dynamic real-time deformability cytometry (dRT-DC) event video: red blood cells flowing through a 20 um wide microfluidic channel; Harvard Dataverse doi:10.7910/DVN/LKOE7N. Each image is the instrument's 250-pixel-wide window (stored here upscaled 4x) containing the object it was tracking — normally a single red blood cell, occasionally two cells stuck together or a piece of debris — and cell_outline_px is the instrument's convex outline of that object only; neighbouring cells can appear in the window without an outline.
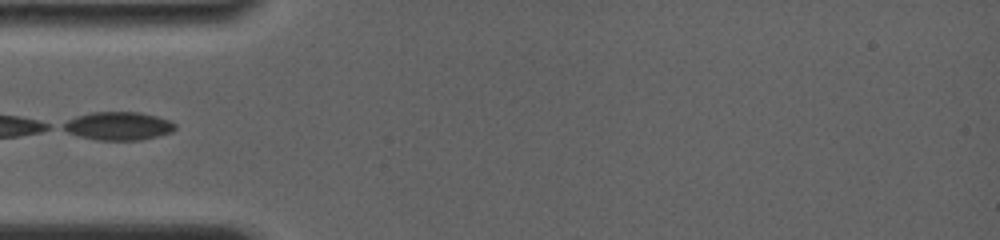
{"species": "common noctule bat (a hibernating species)", "species_latin": "Nyctalus noctula", "temperature_condition": "room temperature", "stored_images_in_passage": 12, "camera_frame_rate_fps": 4000, "um_per_image_px": 0.085, "animal": {"sex": "female", "body_mass_g": 19.0, "forearm_length_mm": 56.7}, "frame": {"image": 1, "passage_image": 1, "time_ms": 0.0, "image_size_px": [1000, 240], "cell_outline_px": [[176, 128], [172, 132], [140, 140], [96, 140], [80, 136], [68, 132], [60, 128], [60, 124], [76, 116], [92, 112], [140, 112], [156, 116], [168, 120], [176, 124]], "centroid_in_image_um": [10.03, 10.7], "position_along_channel_um": 75.0, "area_um2": 18.44}}
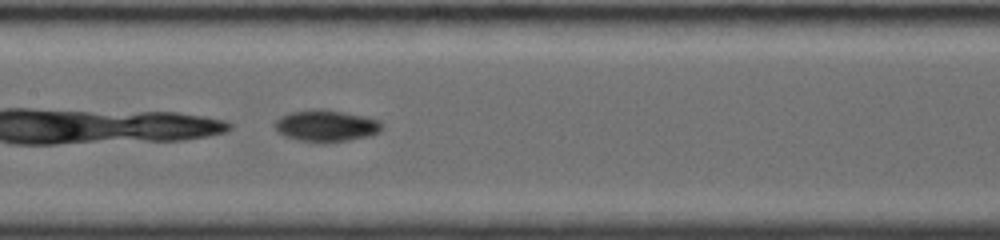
{"frame": {"image": 2, "passage_image": 7, "time_ms": 2.75, "image_size_px": [1000, 240], "cell_outline_px": [[384, 124], [380, 132], [368, 136], [348, 140], [300, 140], [284, 136], [276, 128], [276, 120], [280, 116], [288, 112], [316, 108], [324, 108], [364, 116], [380, 120]], "centroid_in_image_um": [27.75, 10.64], "position_along_channel_um": 179.6, "area_um2": 19.36}}
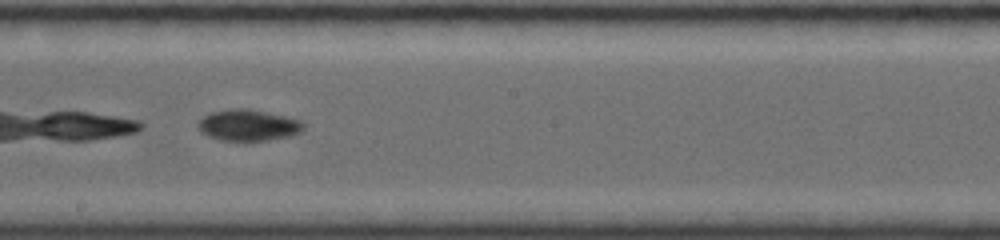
{"frame": {"image": 3, "passage_image": 9, "time_ms": 4.0, "image_size_px": [1000, 240], "cell_outline_px": [[304, 128], [300, 132], [288, 136], [264, 140], [220, 140], [208, 136], [200, 132], [196, 128], [196, 124], [204, 116], [212, 112], [232, 108], [248, 108], [284, 116], [300, 120], [304, 124]], "centroid_in_image_um": [21.05, 10.63], "position_along_channel_um": 227.2, "area_um2": 19.07}}